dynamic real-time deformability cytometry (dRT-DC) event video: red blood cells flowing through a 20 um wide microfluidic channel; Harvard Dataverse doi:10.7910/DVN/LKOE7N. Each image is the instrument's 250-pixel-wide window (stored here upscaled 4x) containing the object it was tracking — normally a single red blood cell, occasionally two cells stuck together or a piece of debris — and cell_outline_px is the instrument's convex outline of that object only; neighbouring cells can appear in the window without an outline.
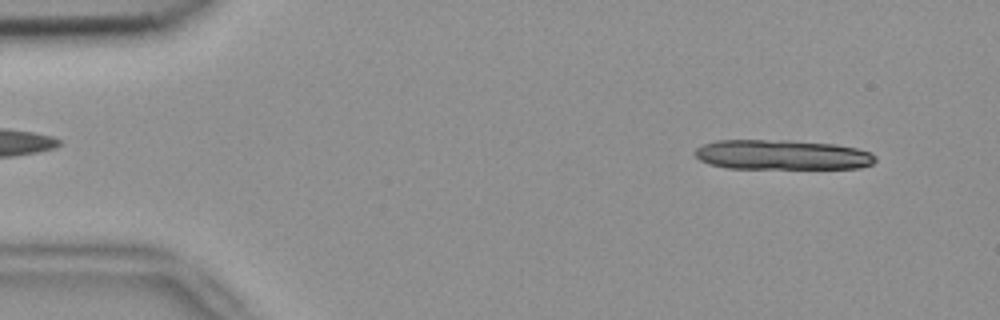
{"species": "common noctule bat (a hibernating species)", "species_latin": "Nyctalus noctula", "temperature_condition": "room temperature", "stored_images_in_passage": 13, "camera_frame_rate_fps": 3000, "um_per_image_px": 0.085, "animal": {"sex": "female", "body_mass_g": 18.4}, "frame": {"image": 1, "passage_image": 4, "time_ms": 1.0, "image_size_px": [1000, 320], "cell_outline_px": [[876, 160], [872, 164], [860, 168], [728, 168], [708, 164], [700, 160], [696, 156], [696, 148], [704, 144], [716, 140], [788, 140], [836, 144], [856, 148], [872, 152], [876, 156]], "centroid_in_image_um": [66.5, 13.15], "position_along_channel_um": 18.5, "area_um2": 31.5}}